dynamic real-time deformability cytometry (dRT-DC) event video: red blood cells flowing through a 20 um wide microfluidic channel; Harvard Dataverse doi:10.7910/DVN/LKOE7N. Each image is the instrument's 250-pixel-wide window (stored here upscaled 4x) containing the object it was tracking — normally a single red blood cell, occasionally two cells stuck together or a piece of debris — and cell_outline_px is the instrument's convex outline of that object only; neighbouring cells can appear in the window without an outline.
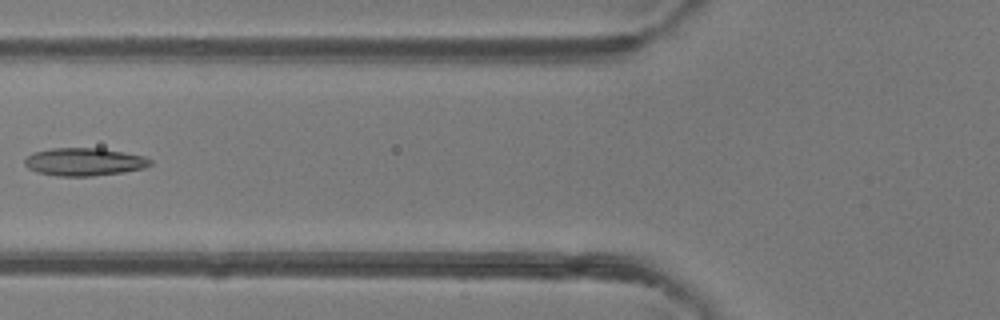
{"species": "common noctule bat (a hibernating species)", "species_latin": "Nyctalus noctula", "temperature_condition": "room temperature", "stored_images_in_passage": 5, "camera_frame_rate_fps": 3000, "um_per_image_px": 0.085, "animal": {"sex": "female"}, "frame": {"image": 1, "passage_image": 5, "time_ms": 5.333, "image_size_px": [1000, 320], "cell_outline_px": [[152, 164], [144, 168], [124, 172], [92, 176], [56, 176], [36, 172], [28, 168], [24, 164], [24, 160], [32, 152], [52, 148], [100, 148], [124, 152], [144, 156], [152, 160]], "centroid_in_image_um": [7.15, 13.76], "position_along_channel_um": 118.7, "area_um2": 20.52}}